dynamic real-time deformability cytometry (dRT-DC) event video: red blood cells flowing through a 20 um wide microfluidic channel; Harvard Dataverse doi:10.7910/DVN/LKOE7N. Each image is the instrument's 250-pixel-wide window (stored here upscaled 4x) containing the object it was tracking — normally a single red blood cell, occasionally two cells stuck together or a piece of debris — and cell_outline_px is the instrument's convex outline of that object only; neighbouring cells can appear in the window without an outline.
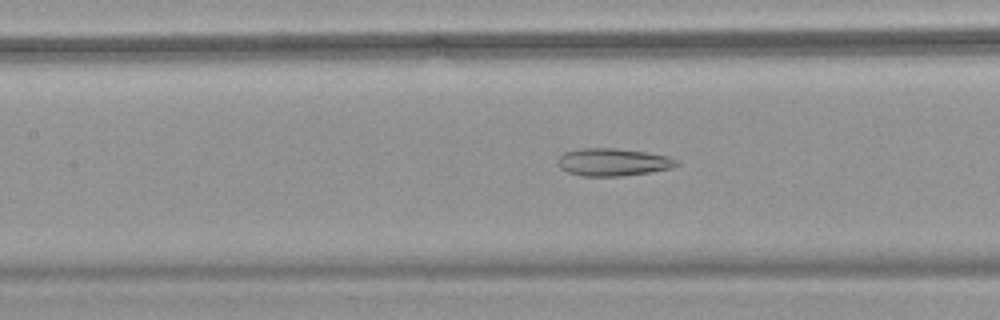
{"species": "common noctule bat (a hibernating species)", "species_latin": "Nyctalus noctula", "temperature_condition": "warm", "stored_images_in_passage": 55, "camera_frame_rate_fps": 3000, "um_per_image_px": 0.085, "animal": {"sex": "female", "body_mass_g": 18.4}, "frame": {"image": 1, "passage_image": 26, "time_ms": 8.333, "image_size_px": [1000, 320], "cell_outline_px": [[680, 164], [672, 168], [648, 172], [620, 176], [584, 176], [568, 172], [560, 168], [556, 164], [556, 160], [564, 152], [580, 148], [612, 148], [644, 152], [668, 156], [676, 160]], "centroid_in_image_um": [52.06, 13.78], "position_along_channel_um": 155.3, "area_um2": 19.02}}
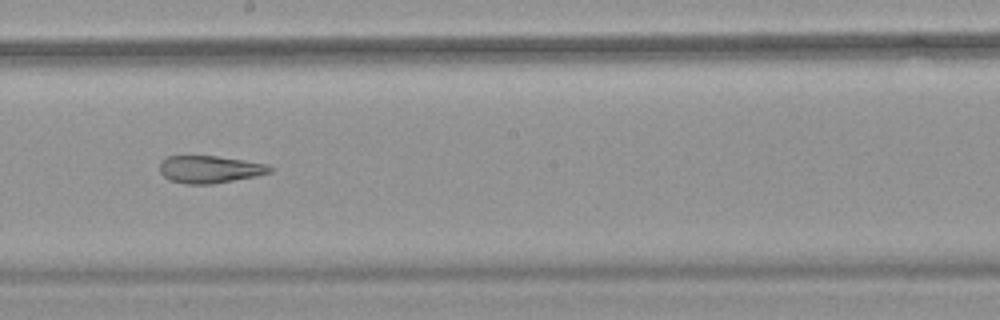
{"frame": {"image": 2, "passage_image": 32, "time_ms": 10.333, "image_size_px": [1000, 320], "cell_outline_px": [[272, 172], [256, 176], [212, 184], [184, 184], [168, 180], [160, 172], [160, 164], [168, 156], [216, 156], [268, 164], [272, 168]], "centroid_in_image_um": [17.83, 14.4], "position_along_channel_um": 230.4, "area_um2": 17.51}}
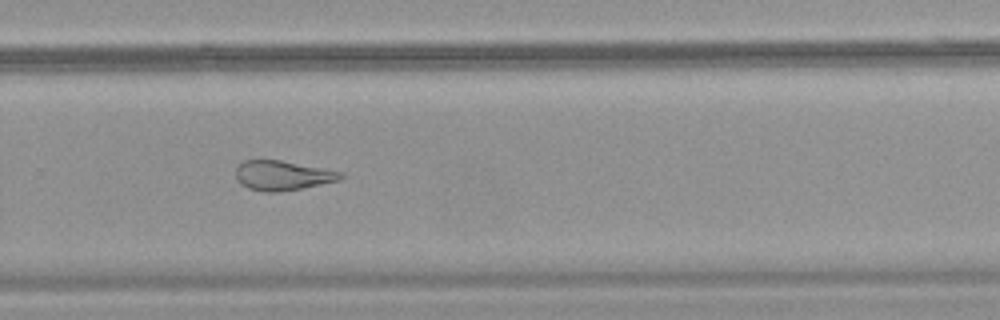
{"frame": {"image": 3, "passage_image": 38, "time_ms": 12.333, "image_size_px": [1000, 320], "cell_outline_px": [[344, 176], [340, 180], [300, 188], [276, 192], [268, 192], [248, 188], [240, 184], [236, 176], [236, 168], [244, 160], [280, 160], [344, 172]], "centroid_in_image_um": [24.02, 14.91], "position_along_channel_um": 305.8, "area_um2": 17.92}, "authors_computed_cell_mechanics": {"area_um2": 24.276, "velocity_mm_per_s": 3.773, "shape_relaxation_time_tau1_ms": null, "shape_relaxation_time_tau2_ms": 3.3462, "deformation_change_tau1": null, "deformation_change_tau2": 0.1355}}